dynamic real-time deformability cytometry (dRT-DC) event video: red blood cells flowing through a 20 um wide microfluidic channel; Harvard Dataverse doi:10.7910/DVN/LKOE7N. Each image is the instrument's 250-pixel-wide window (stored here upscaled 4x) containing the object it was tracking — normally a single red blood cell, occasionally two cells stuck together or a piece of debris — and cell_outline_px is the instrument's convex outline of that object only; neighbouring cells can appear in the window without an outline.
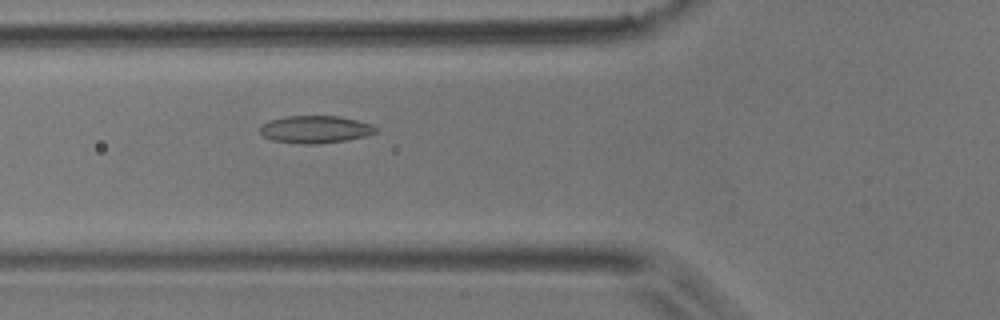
{"species": "common noctule bat (a hibernating species)", "species_latin": "Nyctalus noctula", "temperature_condition": "room temperature", "stored_images_in_passage": 36, "camera_frame_rate_fps": 3000, "um_per_image_px": 0.085, "animal": {"sex": "male", "body_mass_g": 17.9}, "frame": {"image": 1, "passage_image": 3, "time_ms": 0.667, "image_size_px": [1000, 320], "cell_outline_px": [[380, 128], [376, 132], [364, 136], [348, 140], [316, 144], [300, 144], [272, 140], [264, 136], [260, 132], [260, 128], [268, 120], [288, 116], [340, 116], [372, 124]], "centroid_in_image_um": [26.83, 11.0], "position_along_channel_um": 99.0, "area_um2": 18.55}}
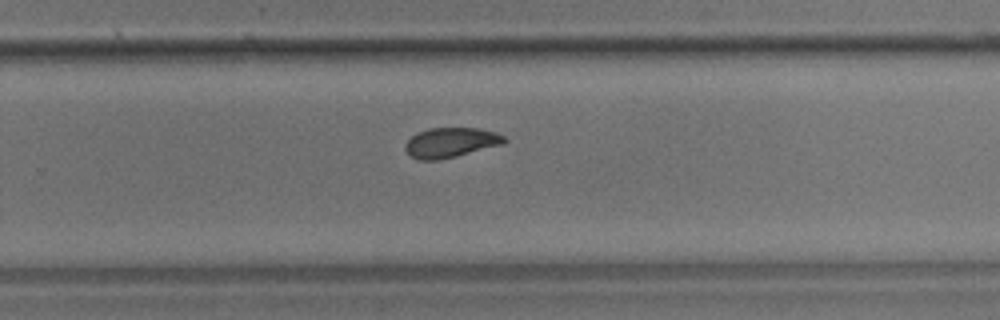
{"frame": {"image": 2, "passage_image": 18, "time_ms": 5.667, "image_size_px": [1000, 320], "cell_outline_px": [[508, 140], [504, 144], [440, 160], [420, 160], [412, 156], [404, 148], [404, 144], [416, 132], [428, 128], [480, 128], [496, 132], [504, 136]], "centroid_in_image_um": [38.33, 12.1], "position_along_channel_um": 291.5, "area_um2": 17.34}}
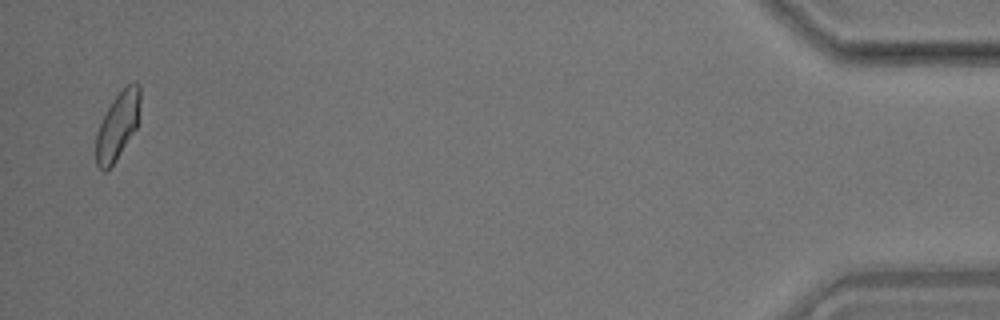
{"frame": {"image": 3, "passage_image": 35, "time_ms": 11.333, "image_size_px": [1000, 320], "cell_outline_px": [[140, 100], [136, 128], [116, 160], [104, 172], [96, 164], [96, 132], [108, 108], [116, 96], [128, 84], [136, 80], [140, 84]], "centroid_in_image_um": [10.0, 10.67], "position_along_channel_um": 425.2, "area_um2": 16.99}}